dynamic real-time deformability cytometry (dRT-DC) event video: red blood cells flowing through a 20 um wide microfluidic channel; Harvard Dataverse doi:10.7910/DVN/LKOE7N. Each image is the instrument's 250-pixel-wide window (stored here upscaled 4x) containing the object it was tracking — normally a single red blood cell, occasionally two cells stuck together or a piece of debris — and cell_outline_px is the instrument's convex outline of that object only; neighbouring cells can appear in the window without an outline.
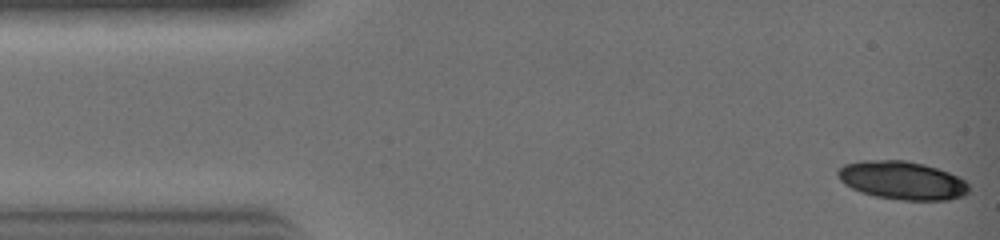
{"species": "common noctule bat (a hibernating species)", "species_latin": "Nyctalus noctula", "temperature_condition": "warm", "stored_images_in_passage": 10, "camera_frame_rate_fps": 3000, "um_per_image_px": 0.085, "animal": {"sex": "female", "body_mass_g": 19.0, "forearm_length_mm": 51.5}, "frame": {"image": 1, "passage_image": 1, "time_ms": 0.0, "image_size_px": [1000, 240], "cell_outline_px": [[968, 192], [964, 196], [948, 200], [904, 200], [876, 196], [860, 192], [844, 184], [836, 176], [836, 172], [844, 164], [860, 160], [904, 160], [924, 164], [948, 172], [964, 180], [968, 184]], "centroid_in_image_um": [76.65, 15.33], "position_along_channel_um": 8.3, "area_um2": 29.25}}
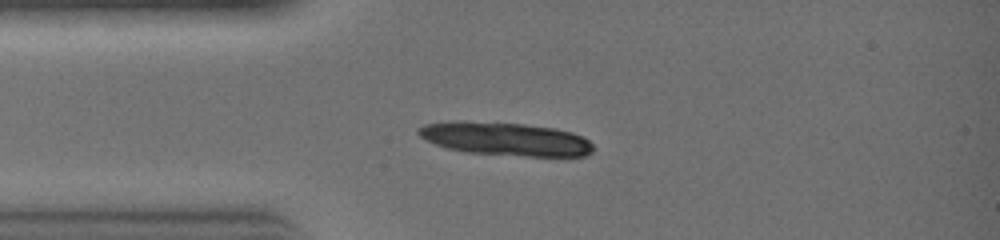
{"frame": {"image": 2, "passage_image": 7, "time_ms": 2.0, "image_size_px": [1000, 240], "cell_outline_px": [[592, 152], [588, 156], [528, 156], [468, 152], [448, 148], [436, 144], [420, 136], [416, 132], [416, 128], [424, 124], [452, 120], [460, 120], [524, 124], [556, 128], [572, 132], [584, 136], [592, 144]], "centroid_in_image_um": [42.96, 11.79], "position_along_channel_um": 42.0, "area_um2": 34.04}}